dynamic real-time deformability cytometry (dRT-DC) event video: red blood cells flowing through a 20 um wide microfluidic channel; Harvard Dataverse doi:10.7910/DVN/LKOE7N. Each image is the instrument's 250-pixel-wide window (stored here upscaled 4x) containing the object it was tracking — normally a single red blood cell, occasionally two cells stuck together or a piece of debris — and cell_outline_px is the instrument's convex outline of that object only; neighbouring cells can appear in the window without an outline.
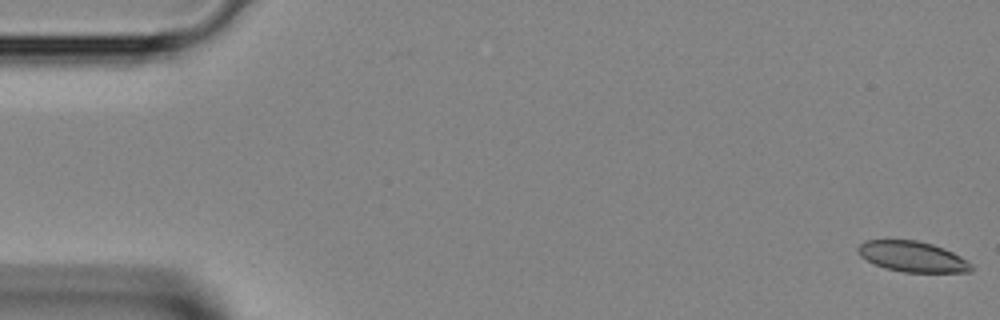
{"species": "Egyptian fruit bat (a non-hibernating species)", "species_latin": "Rousettus aegyptiacus", "temperature_condition": "room temperature", "stored_images_in_passage": 42, "camera_frame_rate_fps": 3000, "um_per_image_px": 0.085, "animal": {"sex": "female"}, "frame": {"image": 1, "passage_image": 1, "time_ms": 0.0, "image_size_px": [1000, 320], "cell_outline_px": [[972, 272], [904, 272], [884, 268], [860, 256], [856, 248], [864, 240], [916, 240], [932, 244], [944, 248], [960, 256], [972, 264]], "centroid_in_image_um": [77.56, 21.81], "position_along_channel_um": 7.4, "area_um2": 20.11}}
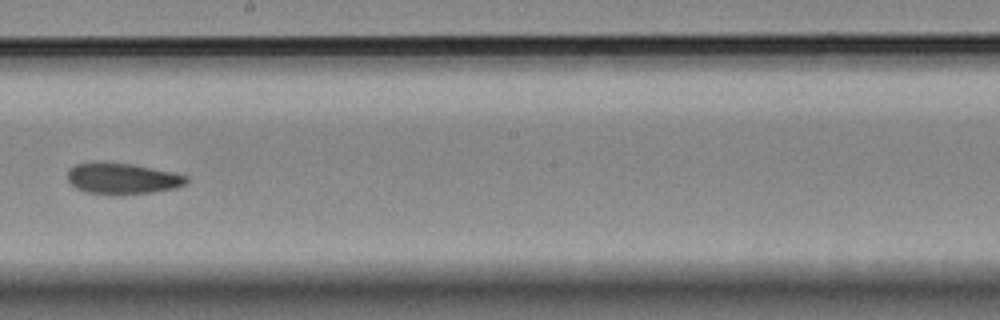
{"frame": {"image": 2, "passage_image": 24, "time_ms": 7.667, "image_size_px": [1000, 320], "cell_outline_px": [[188, 180], [184, 184], [176, 188], [152, 192], [84, 192], [76, 188], [68, 180], [68, 168], [76, 164], [92, 160], [100, 160], [132, 164], [172, 172], [188, 176]], "centroid_in_image_um": [10.35, 15.11], "position_along_channel_um": 237.8, "area_um2": 21.21}}
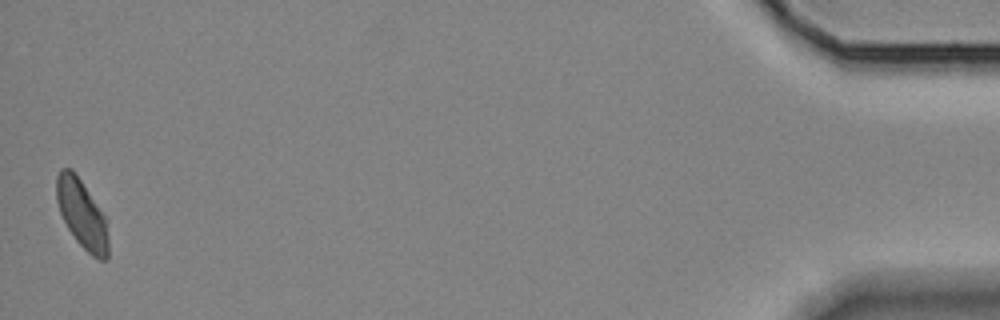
{"frame": {"image": 3, "passage_image": 42, "time_ms": 13.667, "image_size_px": [1000, 320], "cell_outline_px": [[108, 260], [100, 260], [92, 256], [76, 240], [68, 228], [60, 212], [56, 200], [56, 176], [60, 168], [72, 168], [104, 216], [108, 236]], "centroid_in_image_um": [6.94, 18.2], "position_along_channel_um": 428.3, "area_um2": 20.35}}